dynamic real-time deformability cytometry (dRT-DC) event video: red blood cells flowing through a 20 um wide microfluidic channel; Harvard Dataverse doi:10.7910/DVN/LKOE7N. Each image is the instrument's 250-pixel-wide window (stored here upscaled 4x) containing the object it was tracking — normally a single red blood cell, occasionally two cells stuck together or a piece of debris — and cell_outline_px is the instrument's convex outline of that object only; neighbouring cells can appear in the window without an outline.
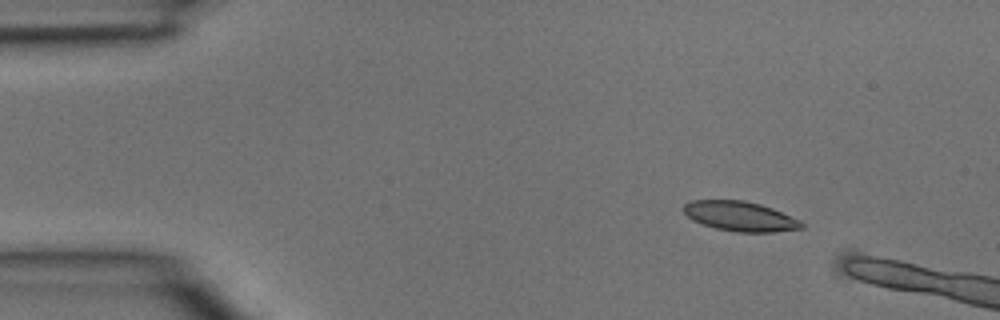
{"species": "common noctule bat (a hibernating species)", "species_latin": "Nyctalus noctula", "temperature_condition": "room temperature", "stored_images_in_passage": 3, "camera_frame_rate_fps": 3000, "um_per_image_px": 0.085, "animal": {"sex": "male", "body_mass_g": 15.6}, "frame": {"image": 1, "passage_image": 2, "time_ms": 0.333, "image_size_px": [1000, 320], "cell_outline_px": [[804, 228], [772, 232], [736, 232], [716, 228], [692, 220], [680, 208], [684, 204], [692, 200], [744, 200], [760, 204], [772, 208], [800, 220], [804, 224]], "centroid_in_image_um": [62.9, 18.38], "position_along_channel_um": 22.1, "area_um2": 20.46}}